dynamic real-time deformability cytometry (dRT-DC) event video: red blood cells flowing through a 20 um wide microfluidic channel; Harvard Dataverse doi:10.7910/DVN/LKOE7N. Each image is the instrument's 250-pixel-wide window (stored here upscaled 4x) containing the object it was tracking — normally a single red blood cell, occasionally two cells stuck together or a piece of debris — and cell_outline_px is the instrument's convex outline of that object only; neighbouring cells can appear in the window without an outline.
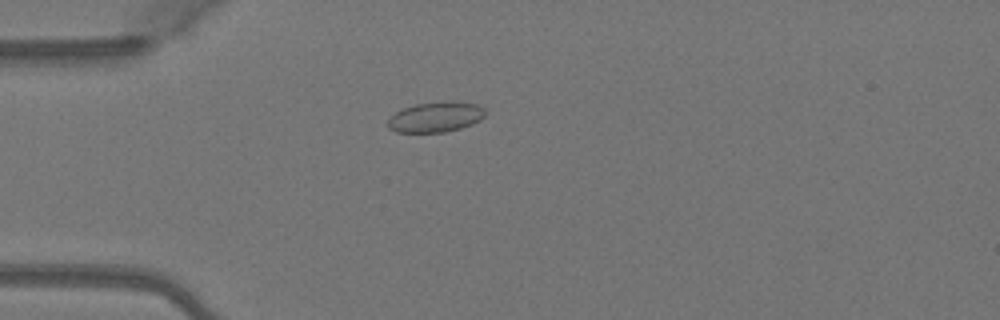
{"species": "Egyptian fruit bat (a non-hibernating species)", "species_latin": "Rousettus aegyptiacus", "temperature_condition": "warm", "stored_images_in_passage": 50, "camera_frame_rate_fps": 3000, "um_per_image_px": 0.085, "animal": {"sex": "female"}, "frame": {"image": 1, "passage_image": 14, "time_ms": 4.333, "image_size_px": [1000, 320], "cell_outline_px": [[484, 116], [480, 120], [472, 124], [460, 128], [444, 132], [396, 132], [388, 128], [388, 120], [396, 112], [404, 108], [416, 104], [444, 100], [452, 100], [476, 104], [484, 108]], "centroid_in_image_um": [37.04, 9.93], "position_along_channel_um": 48.0, "area_um2": 17.22}}
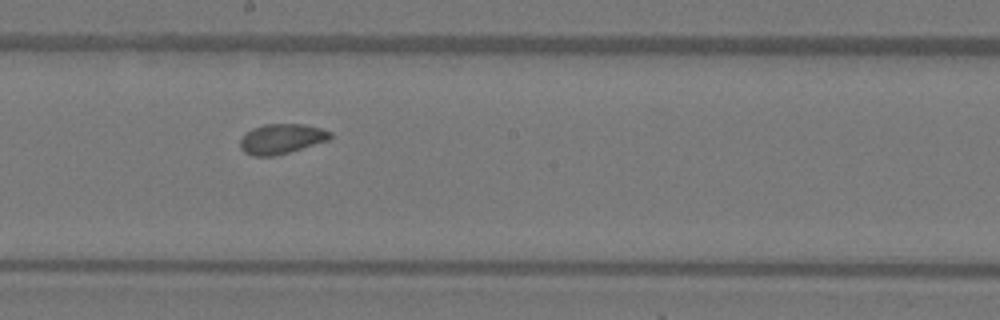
{"frame": {"image": 2, "passage_image": 28, "time_ms": 9.0, "image_size_px": [1000, 320], "cell_outline_px": [[332, 140], [288, 152], [272, 156], [252, 156], [244, 152], [240, 148], [240, 140], [252, 128], [264, 124], [304, 124], [320, 128], [332, 132]], "centroid_in_image_um": [23.96, 11.8], "position_along_channel_um": 224.2, "area_um2": 15.78}}
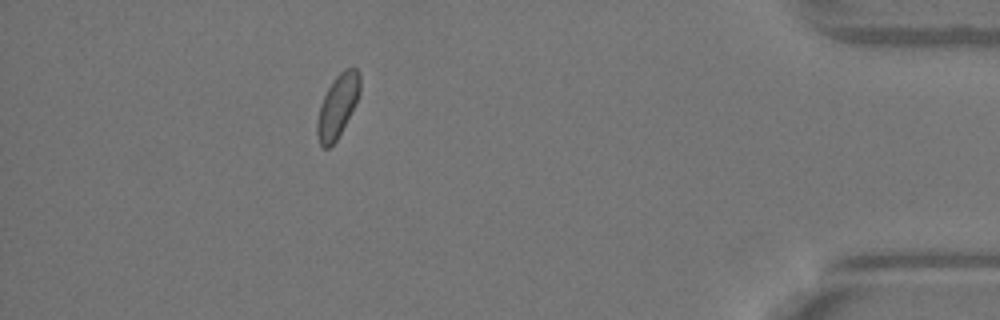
{"frame": {"image": 3, "passage_image": 45, "time_ms": 14.667, "image_size_px": [1000, 320], "cell_outline_px": [[360, 92], [336, 140], [328, 148], [324, 148], [320, 144], [316, 132], [316, 124], [320, 104], [328, 88], [336, 76], [344, 68], [356, 68], [360, 76]], "centroid_in_image_um": [28.67, 8.99], "position_along_channel_um": 406.5, "area_um2": 15.2}, "authors_computed_cell_mechanics": {"area_um2": 15.8372, "velocity_mm_per_s": 4.0849, "shape_relaxation_time_tau1_ms": null, "shape_relaxation_time_tau2_ms": 2.9721, "deformation_change_tau1": null, "deformation_change_tau2": 0.058}}